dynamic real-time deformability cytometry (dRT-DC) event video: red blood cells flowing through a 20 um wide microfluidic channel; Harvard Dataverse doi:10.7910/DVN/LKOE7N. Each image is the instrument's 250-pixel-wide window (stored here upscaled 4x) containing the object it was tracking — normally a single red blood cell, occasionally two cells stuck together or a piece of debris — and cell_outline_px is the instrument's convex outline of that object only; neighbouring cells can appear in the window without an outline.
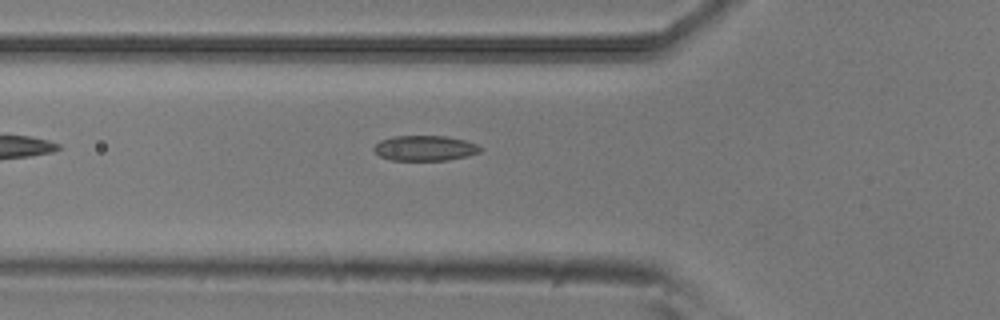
{"species": "common noctule bat (a hibernating species)", "species_latin": "Nyctalus noctula", "temperature_condition": "room temperature", "stored_images_in_passage": 5, "camera_frame_rate_fps": 3000, "um_per_image_px": 0.085, "animal": {"sex": "male", "body_mass_g": 20.5, "forearm_length_mm": 52.5}, "frame": {"image": 1, "passage_image": 5, "time_ms": 1.333, "image_size_px": [1000, 320], "cell_outline_px": [[484, 148], [480, 152], [468, 156], [448, 160], [392, 160], [380, 156], [372, 148], [380, 140], [392, 136], [444, 136], [464, 140], [476, 144]], "centroid_in_image_um": [36.13, 12.59], "position_along_channel_um": 89.7, "area_um2": 15.66}}